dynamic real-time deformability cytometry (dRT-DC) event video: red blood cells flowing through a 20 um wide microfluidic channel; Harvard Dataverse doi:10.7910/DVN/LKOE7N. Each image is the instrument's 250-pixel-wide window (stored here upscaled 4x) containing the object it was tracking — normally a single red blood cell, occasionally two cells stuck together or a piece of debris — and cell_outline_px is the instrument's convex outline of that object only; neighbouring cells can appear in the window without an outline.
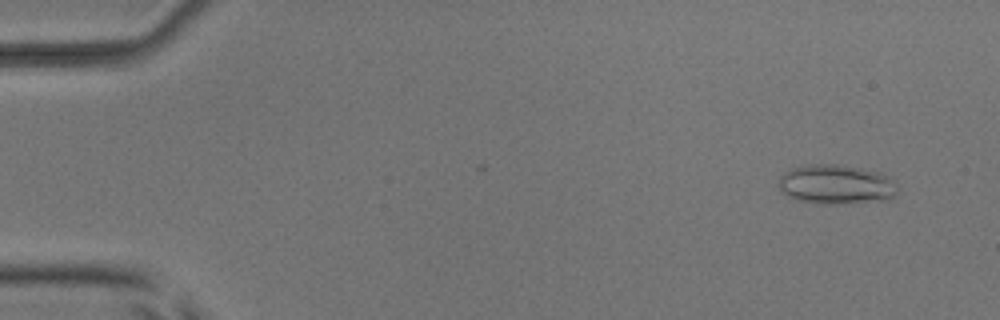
{"species": "common noctule bat (a hibernating species)", "species_latin": "Nyctalus noctula", "temperature_condition": "room temperature", "stored_images_in_passage": 7, "camera_frame_rate_fps": 3000, "um_per_image_px": 0.085, "animal": {"sex": "male", "body_mass_g": 17.9, "forearm_length_mm": 54.2}, "frame": {"image": 1, "passage_image": 1, "time_ms": 0.0, "image_size_px": [1000, 320], "cell_outline_px": [[896, 196], [888, 200], [836, 204], [824, 204], [796, 200], [780, 192], [776, 184], [780, 176], [784, 172], [792, 168], [808, 164], [836, 164], [860, 168], [880, 172], [888, 176], [892, 180], [896, 188]], "centroid_in_image_um": [71.02, 15.68], "position_along_channel_um": 14.0, "area_um2": 27.69}}
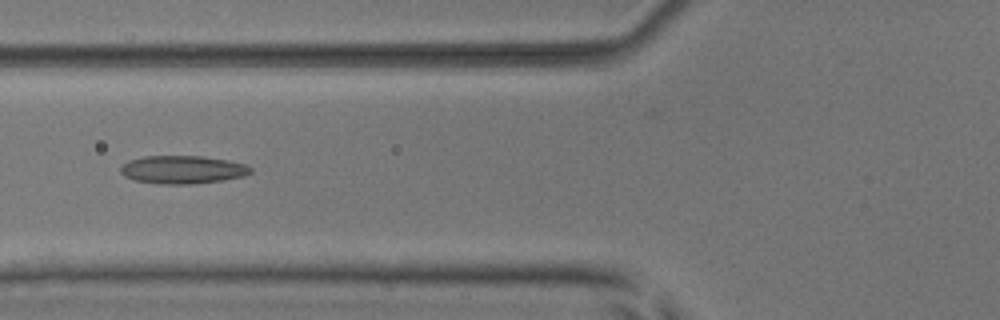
{"frame": {"image": 2, "passage_image": 6, "time_ms": 1.667, "image_size_px": [1000, 320], "cell_outline_px": [[252, 172], [244, 176], [220, 180], [192, 184], [156, 184], [132, 180], [124, 176], [120, 172], [120, 168], [128, 160], [144, 156], [204, 156], [228, 160], [244, 164], [252, 168]], "centroid_in_image_um": [15.48, 14.42], "position_along_channel_um": 110.3, "area_um2": 21.39}}
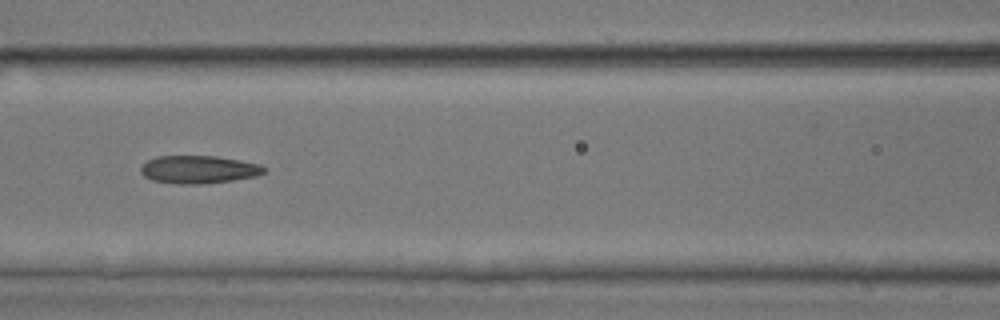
{"frame": {"image": 3, "passage_image": 7, "time_ms": 2.0, "image_size_px": [1000, 320], "cell_outline_px": [[268, 168], [264, 172], [256, 176], [232, 180], [204, 184], [176, 184], [152, 180], [144, 176], [140, 172], [140, 168], [148, 160], [156, 156], [216, 156], [240, 160], [260, 164]], "centroid_in_image_um": [16.89, 14.41], "position_along_channel_um": 149.7, "area_um2": 20.11}}